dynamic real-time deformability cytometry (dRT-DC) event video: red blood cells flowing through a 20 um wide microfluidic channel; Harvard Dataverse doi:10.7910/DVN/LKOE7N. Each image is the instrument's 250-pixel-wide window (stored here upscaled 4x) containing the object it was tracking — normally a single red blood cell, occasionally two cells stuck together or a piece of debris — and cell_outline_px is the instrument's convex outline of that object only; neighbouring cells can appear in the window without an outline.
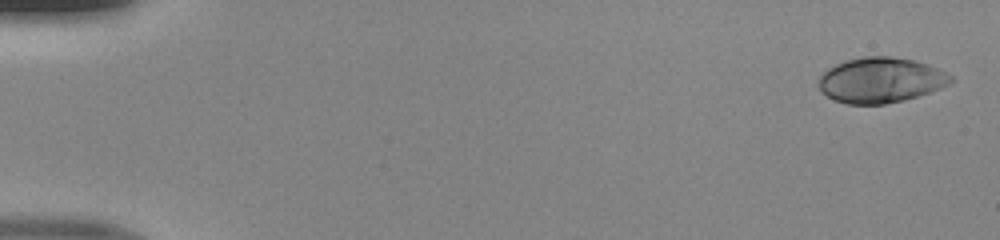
{"species": "human", "species_latin": "Homo sapiens", "temperature_condition": "room temperature", "stored_images_in_passage": 49, "camera_frame_rate_fps": 3000, "um_per_image_px": 0.085, "donor": {"sex": "male"}, "frame": {"image": 1, "passage_image": 1, "time_ms": 0.0, "image_size_px": [1000, 240], "cell_outline_px": [[952, 80], [948, 84], [940, 88], [904, 100], [884, 104], [848, 104], [836, 100], [820, 92], [816, 84], [820, 76], [828, 68], [836, 64], [848, 60], [864, 56], [888, 56], [912, 60], [936, 68], [952, 76]], "centroid_in_image_um": [74.79, 6.82], "position_along_channel_um": 10.2, "area_um2": 34.51}}
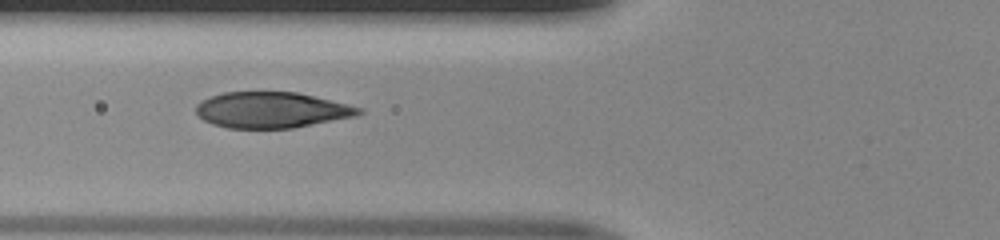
{"frame": {"image": 2, "passage_image": 19, "time_ms": 6.0, "image_size_px": [1000, 240], "cell_outline_px": [[364, 112], [356, 116], [292, 128], [228, 128], [212, 124], [204, 120], [196, 112], [196, 104], [212, 96], [224, 92], [296, 92], [348, 104], [364, 108]], "centroid_in_image_um": [23.11, 9.35], "position_along_channel_um": 102.7, "area_um2": 33.87}}
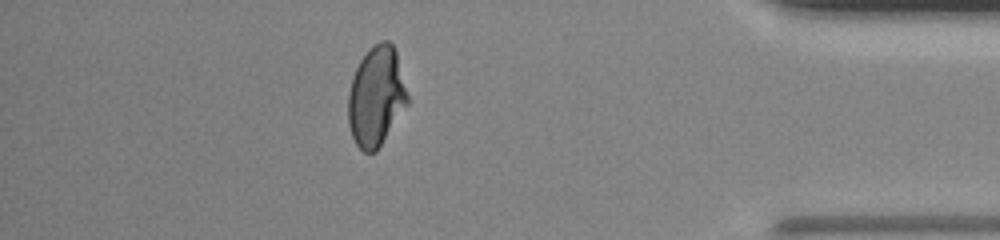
{"frame": {"image": 3, "passage_image": 43, "time_ms": 14.0, "image_size_px": [1000, 240], "cell_outline_px": [[408, 104], [376, 152], [364, 152], [356, 144], [352, 136], [348, 124], [348, 92], [356, 68], [360, 60], [368, 48], [380, 40], [388, 40], [396, 48], [408, 92]], "centroid_in_image_um": [31.99, 8.17], "position_along_channel_um": 403.2, "area_um2": 34.8}}